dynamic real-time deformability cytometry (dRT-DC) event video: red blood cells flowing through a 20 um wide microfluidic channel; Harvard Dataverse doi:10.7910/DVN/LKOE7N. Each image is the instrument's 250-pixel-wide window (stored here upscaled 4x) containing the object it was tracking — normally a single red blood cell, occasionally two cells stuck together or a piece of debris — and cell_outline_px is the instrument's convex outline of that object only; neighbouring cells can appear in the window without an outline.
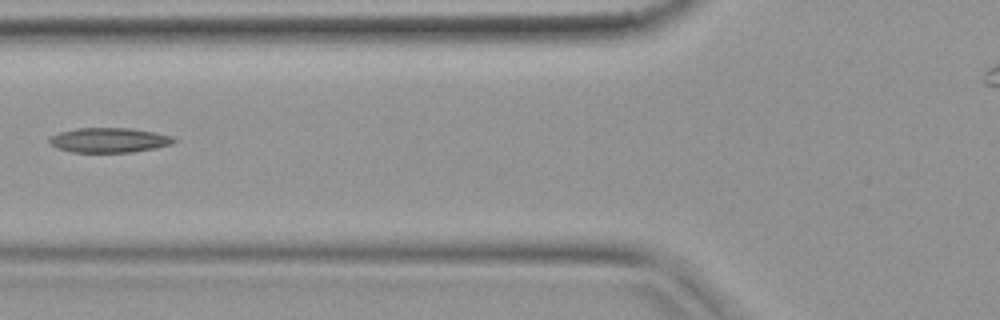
{"species": "common noctule bat (a hibernating species)", "species_latin": "Nyctalus noctula", "temperature_condition": "warm", "stored_images_in_passage": 26, "camera_frame_rate_fps": 3000, "um_per_image_px": 0.085, "animal": {"sex": "female", "body_mass_g": 19.9}, "frame": {"image": 1, "passage_image": 5, "time_ms": 1.333, "image_size_px": [1000, 320], "cell_outline_px": [[176, 140], [172, 144], [156, 148], [132, 152], [72, 152], [56, 148], [48, 144], [48, 140], [52, 136], [60, 132], [76, 128], [132, 128], [172, 136]], "centroid_in_image_um": [9.25, 11.91], "position_along_channel_um": 116.6, "area_um2": 17.98}}
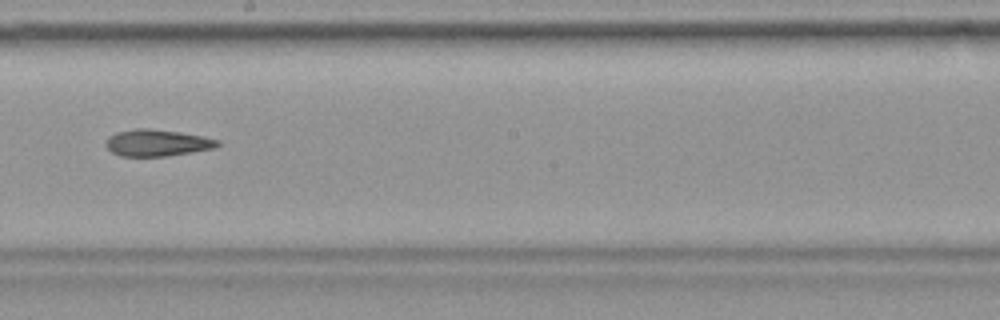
{"frame": {"image": 2, "passage_image": 12, "time_ms": 3.667, "image_size_px": [1000, 320], "cell_outline_px": [[220, 144], [212, 148], [168, 156], [120, 156], [112, 152], [104, 144], [108, 136], [116, 132], [136, 128], [148, 128], [180, 132], [204, 136], [220, 140]], "centroid_in_image_um": [13.32, 12.13], "position_along_channel_um": 234.9, "area_um2": 17.4}}